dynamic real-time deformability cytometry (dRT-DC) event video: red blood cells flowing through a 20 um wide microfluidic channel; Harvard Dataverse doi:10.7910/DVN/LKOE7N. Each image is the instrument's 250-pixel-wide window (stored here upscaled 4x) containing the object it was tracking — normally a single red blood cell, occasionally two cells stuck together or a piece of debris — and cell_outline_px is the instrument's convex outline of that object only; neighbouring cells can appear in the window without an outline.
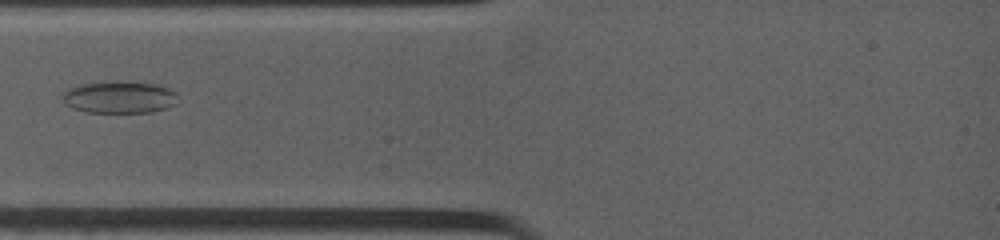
{"species": "common noctule bat (a hibernating species)", "species_latin": "Nyctalus noctula", "temperature_condition": "warm", "stored_images_in_passage": 32, "camera_frame_rate_fps": 4500, "um_per_image_px": 0.085, "animal": {"sex": "female", "body_mass_g": 19.0, "forearm_length_mm": 53.3}, "frame": {"image": 1, "passage_image": 3, "time_ms": 0.667, "image_size_px": [1000, 240], "cell_outline_px": [[180, 96], [176, 104], [168, 108], [152, 112], [84, 112], [68, 104], [64, 100], [60, 92], [68, 88], [80, 84], [100, 80], [116, 80], [156, 84], [168, 88], [176, 92]], "centroid_in_image_um": [10.17, 8.23], "position_along_channel_um": 74.8, "area_um2": 22.14}}
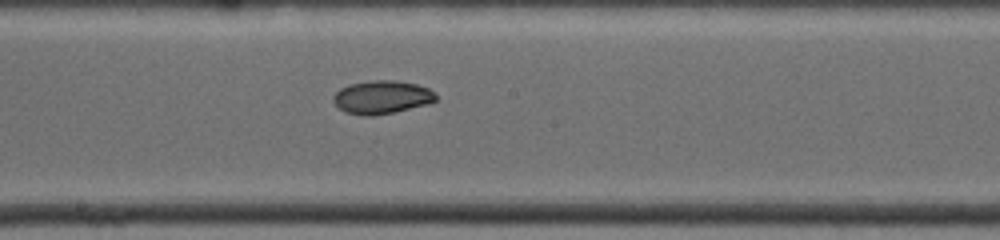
{"frame": {"image": 2, "passage_image": 12, "time_ms": 4.222, "image_size_px": [1000, 240], "cell_outline_px": [[436, 100], [428, 104], [392, 112], [372, 116], [360, 116], [344, 112], [332, 100], [332, 96], [340, 88], [348, 84], [368, 80], [392, 80], [416, 84], [428, 88], [436, 92]], "centroid_in_image_um": [32.42, 8.26], "position_along_channel_um": 215.8, "area_um2": 20.0}}
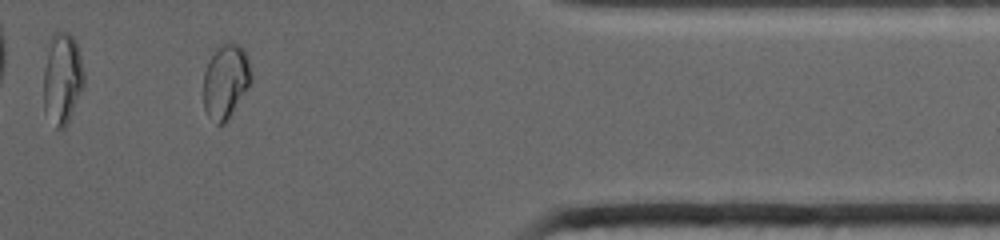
{"frame": {"image": 3, "passage_image": 24, "time_ms": 9.333, "image_size_px": [1000, 240], "cell_outline_px": [[252, 80], [228, 120], [224, 124], [216, 124], [208, 116], [204, 108], [204, 72], [212, 56], [220, 44], [236, 44], [244, 48], [248, 56], [252, 76]], "centroid_in_image_um": [19.2, 6.93], "position_along_channel_um": 392.2, "area_um2": 20.46}}